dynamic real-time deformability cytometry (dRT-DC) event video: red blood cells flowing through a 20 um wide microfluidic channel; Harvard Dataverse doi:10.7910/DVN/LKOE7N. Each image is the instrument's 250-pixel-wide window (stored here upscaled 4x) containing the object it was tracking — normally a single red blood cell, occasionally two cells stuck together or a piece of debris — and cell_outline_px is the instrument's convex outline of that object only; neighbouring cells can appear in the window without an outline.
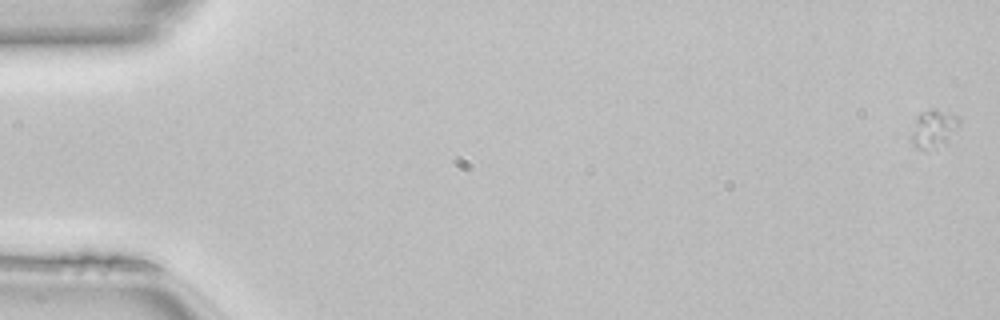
{"species": "common noctule bat (a hibernating species)", "species_latin": "Nyctalus noctula", "temperature_condition": "room temperature", "stored_images_in_passage": 42, "camera_frame_rate_fps": 3000, "um_per_image_px": 0.085, "animal": {"sex": "female", "body_mass_g": 22.7, "forearm_length_mm": 54.2}, "frame": {"image": 1, "passage_image": 1, "time_ms": 0.0, "image_size_px": [1000, 320], "cell_outline_px": [[960, 124], [948, 144], [924, 148], [916, 148], [912, 144], [912, 136], [916, 116], [920, 112], [932, 108], [936, 108], [960, 116]], "centroid_in_image_um": [79.42, 10.89], "position_along_channel_um": 5.6, "area_um2": 10.69}}